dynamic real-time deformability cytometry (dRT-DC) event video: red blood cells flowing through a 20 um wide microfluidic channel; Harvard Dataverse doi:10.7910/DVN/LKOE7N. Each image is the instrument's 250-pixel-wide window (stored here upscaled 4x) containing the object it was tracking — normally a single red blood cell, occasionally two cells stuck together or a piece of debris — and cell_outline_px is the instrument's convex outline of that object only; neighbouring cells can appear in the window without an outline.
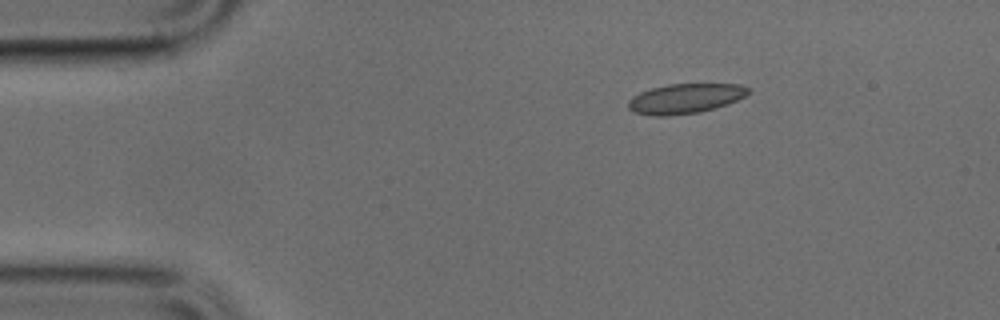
{"species": "common noctule bat (a hibernating species)", "species_latin": "Nyctalus noctula", "temperature_condition": "cold", "stored_images_in_passage": 43, "camera_frame_rate_fps": 3000, "um_per_image_px": 0.085, "animal": {"sex": "male", "body_mass_g": 17.9, "forearm_length_mm": 54.2}, "frame": {"image": 1, "passage_image": 1, "time_ms": 0.0, "image_size_px": [1000, 320], "cell_outline_px": [[752, 92], [728, 104], [716, 108], [700, 112], [668, 116], [652, 116], [636, 112], [628, 108], [628, 100], [632, 96], [640, 92], [652, 88], [668, 84], [740, 84], [752, 88]], "centroid_in_image_um": [58.27, 8.37], "position_along_channel_um": 26.7, "area_um2": 21.04}}
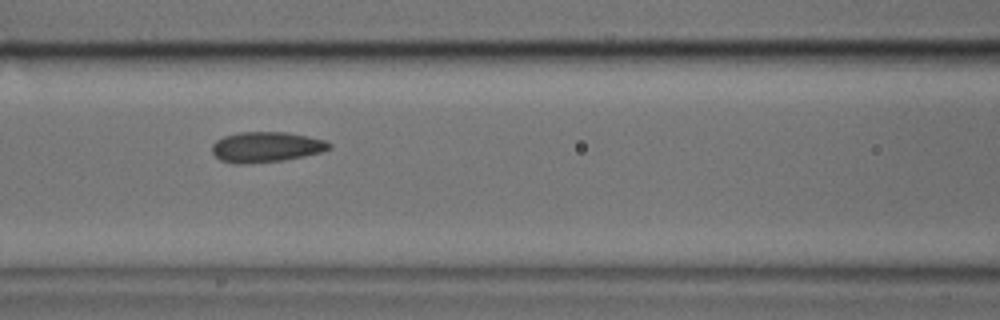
{"frame": {"image": 2, "passage_image": 14, "time_ms": 4.333, "image_size_px": [1000, 320], "cell_outline_px": [[332, 148], [320, 152], [304, 156], [284, 160], [244, 164], [232, 164], [220, 160], [212, 152], [212, 144], [216, 140], [224, 136], [240, 132], [284, 132], [324, 140], [332, 144]], "centroid_in_image_um": [22.59, 12.5], "position_along_channel_um": 144.0, "area_um2": 20.69}}
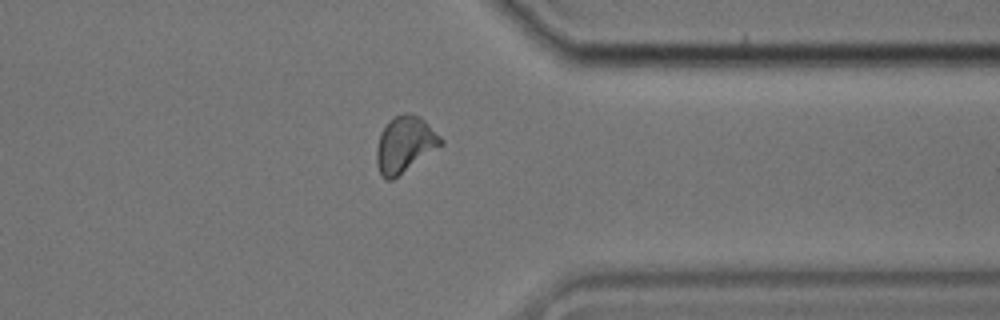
{"frame": {"image": 3, "passage_image": 32, "time_ms": 10.333, "image_size_px": [1000, 320], "cell_outline_px": [[444, 144], [392, 180], [384, 180], [380, 176], [376, 164], [376, 148], [380, 132], [396, 116], [404, 112], [420, 116], [444, 140]], "centroid_in_image_um": [34.4, 12.3], "position_along_channel_um": 377.0, "area_um2": 20.98}}